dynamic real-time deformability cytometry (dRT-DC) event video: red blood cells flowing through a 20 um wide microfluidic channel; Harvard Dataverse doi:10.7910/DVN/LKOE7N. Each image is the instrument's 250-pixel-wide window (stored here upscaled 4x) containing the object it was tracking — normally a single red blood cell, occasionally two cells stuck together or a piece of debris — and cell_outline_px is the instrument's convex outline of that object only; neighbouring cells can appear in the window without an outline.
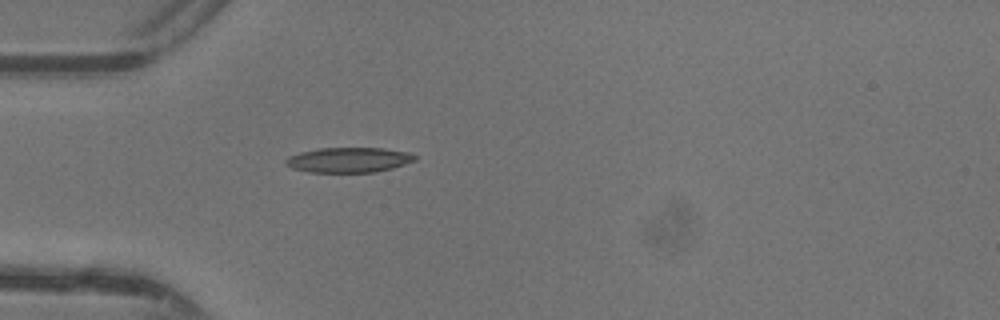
{"species": "common noctule bat (a hibernating species)", "species_latin": "Nyctalus noctula", "temperature_condition": "warm", "stored_images_in_passage": 29, "camera_frame_rate_fps": 3000, "um_per_image_px": 0.085, "animal": {"sex": "female"}, "frame": {"image": 1, "passage_image": 1, "time_ms": 0.0, "image_size_px": [1000, 320], "cell_outline_px": [[416, 160], [392, 168], [376, 172], [308, 172], [292, 168], [284, 164], [284, 160], [288, 156], [300, 152], [320, 148], [384, 148], [408, 152], [416, 156]], "centroid_in_image_um": [29.61, 13.59], "position_along_channel_um": 55.4, "area_um2": 18.9}}
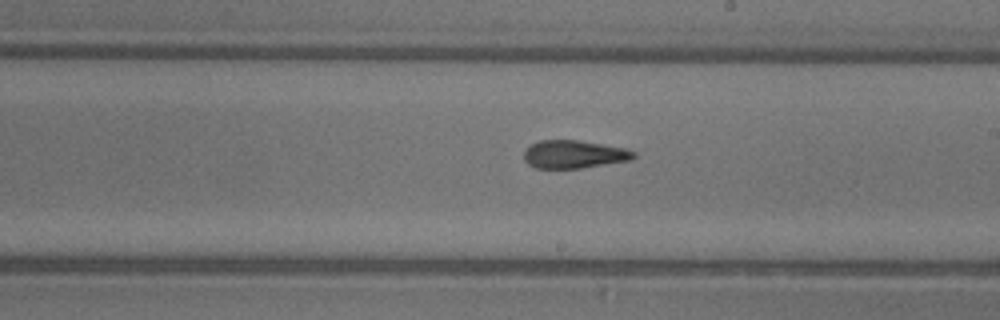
{"frame": {"image": 2, "passage_image": 14, "time_ms": 4.333, "image_size_px": [1000, 320], "cell_outline_px": [[636, 156], [632, 160], [580, 168], [536, 168], [528, 164], [524, 160], [524, 152], [532, 144], [540, 140], [580, 140], [628, 148], [636, 152]], "centroid_in_image_um": [48.84, 13.11], "position_along_channel_um": 240.2, "area_um2": 18.03}}
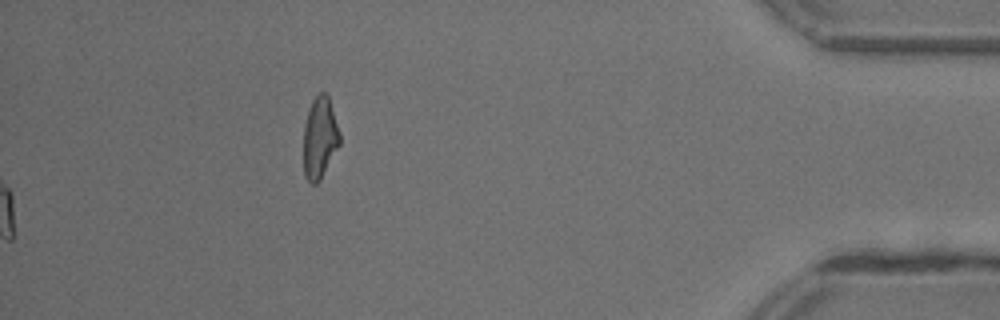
{"frame": {"image": 3, "passage_image": 29, "time_ms": 9.333, "image_size_px": [1000, 320], "cell_outline_px": [[340, 144], [320, 180], [316, 184], [312, 184], [304, 176], [304, 124], [312, 100], [320, 92], [324, 92], [328, 96], [340, 132]], "centroid_in_image_um": [27.18, 11.72], "position_along_channel_um": 408.0, "area_um2": 17.11}, "authors_computed_cell_mechanics": {"area_um2": 18.5538, "velocity_mm_per_s": 4.4274, "shape_relaxation_time_tau1_ms": 4.3296, "shape_relaxation_time_tau2_ms": 2.5264, "deformation_change_tau1": 0.1826, "deformation_change_tau2": 0.0899}}